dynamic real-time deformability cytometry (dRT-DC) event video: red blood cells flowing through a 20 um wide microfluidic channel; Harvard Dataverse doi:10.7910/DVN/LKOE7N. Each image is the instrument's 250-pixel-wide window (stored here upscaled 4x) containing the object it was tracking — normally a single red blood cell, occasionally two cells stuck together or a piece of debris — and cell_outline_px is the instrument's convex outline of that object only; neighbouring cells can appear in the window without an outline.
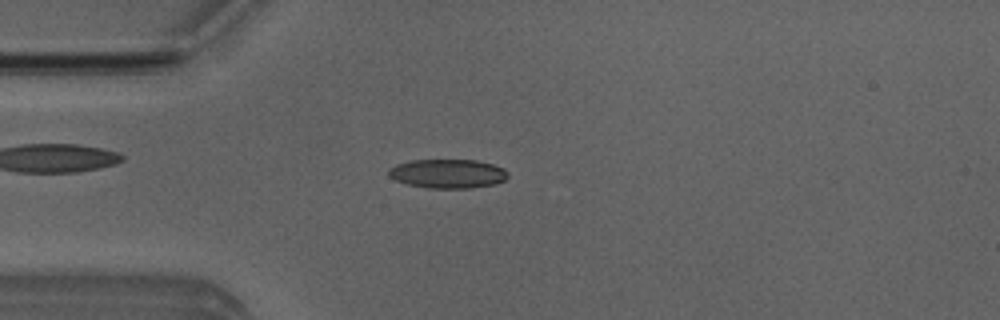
{"species": "Egyptian fruit bat (a non-hibernating species)", "species_latin": "Rousettus aegyptiacus", "temperature_condition": "room temperature", "stored_images_in_passage": 40, "camera_frame_rate_fps": 3000, "um_per_image_px": 0.085, "animal": {"sex": "male"}, "frame": {"image": 1, "passage_image": 2, "time_ms": 0.333, "image_size_px": [1000, 320], "cell_outline_px": [[508, 176], [504, 180], [492, 184], [468, 188], [428, 188], [408, 184], [396, 180], [388, 176], [388, 168], [396, 164], [412, 160], [476, 160], [492, 164], [504, 168], [508, 172]], "centroid_in_image_um": [38.03, 14.75], "position_along_channel_um": 47.0, "area_um2": 20.11}}
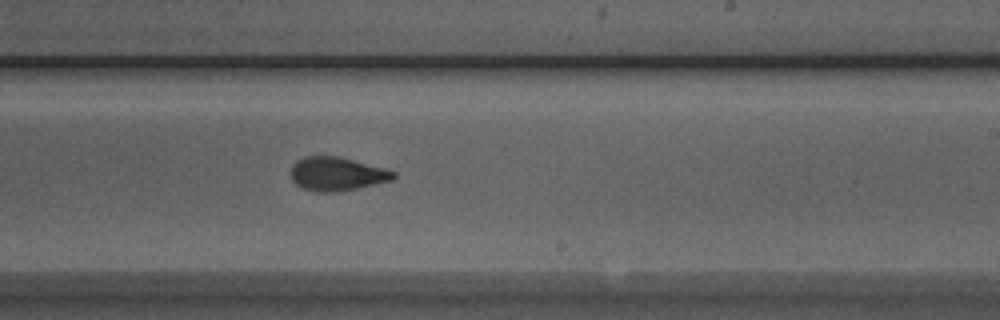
{"frame": {"image": 2, "passage_image": 19, "time_ms": 6.0, "image_size_px": [1000, 320], "cell_outline_px": [[396, 176], [392, 180], [356, 188], [336, 192], [316, 192], [304, 188], [296, 184], [292, 180], [292, 164], [296, 160], [304, 156], [336, 156], [384, 168], [396, 172]], "centroid_in_image_um": [28.61, 14.78], "position_along_channel_um": 260.4, "area_um2": 19.88}}
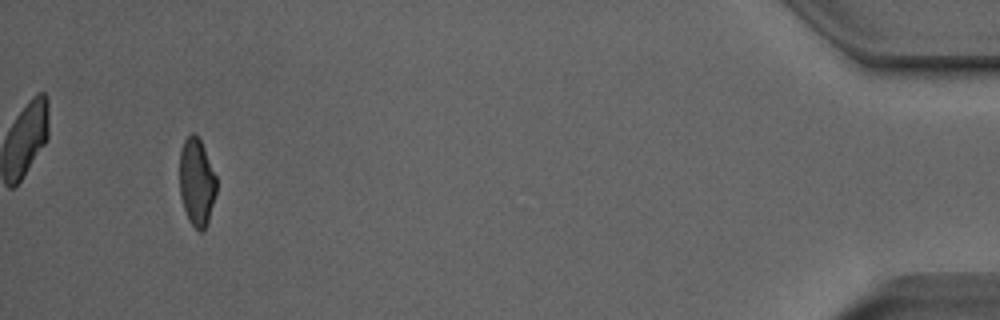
{"frame": {"image": 3, "passage_image": 37, "time_ms": 12.0, "image_size_px": [1000, 320], "cell_outline_px": [[216, 192], [208, 224], [204, 232], [200, 232], [188, 220], [180, 196], [180, 152], [184, 140], [192, 132], [200, 140], [204, 148], [216, 176]], "centroid_in_image_um": [16.72, 15.52], "position_along_channel_um": 418.5, "area_um2": 18.79}, "authors_computed_cell_mechanics": {"area_um2": 19.9121, "velocity_mm_per_s": 3.9914, "shape_relaxation_time_tau1_ms": 7.7926, "shape_relaxation_time_tau2_ms": 1.5631, "deformation_change_tau1": 0.209, "deformation_change_tau2": 0.0844}}